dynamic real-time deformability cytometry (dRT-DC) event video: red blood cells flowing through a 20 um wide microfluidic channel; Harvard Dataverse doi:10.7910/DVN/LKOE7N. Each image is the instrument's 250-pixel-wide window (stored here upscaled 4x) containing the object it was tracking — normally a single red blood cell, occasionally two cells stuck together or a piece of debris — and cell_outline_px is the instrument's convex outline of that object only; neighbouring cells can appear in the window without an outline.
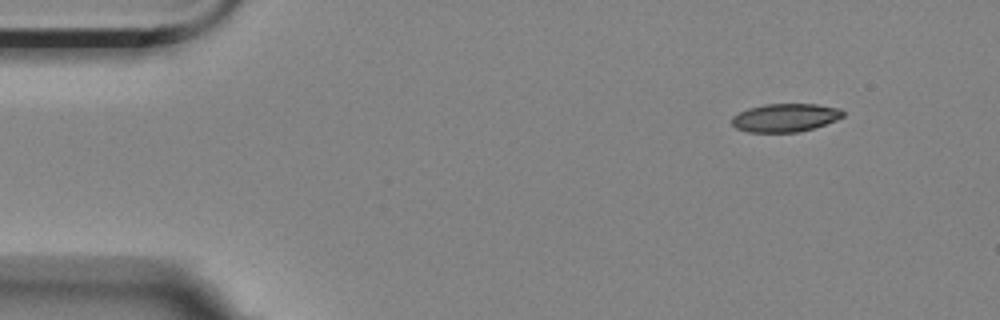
{"species": "Egyptian fruit bat (a non-hibernating species)", "species_latin": "Rousettus aegyptiacus", "temperature_condition": "room temperature", "stored_images_in_passage": 35, "camera_frame_rate_fps": 3000, "um_per_image_px": 0.085, "animal": {"sex": "female"}, "frame": {"image": 1, "passage_image": 1, "time_ms": 0.0, "image_size_px": [1000, 320], "cell_outline_px": [[844, 116], [836, 120], [800, 132], [748, 132], [736, 128], [732, 124], [732, 116], [748, 108], [764, 104], [816, 104], [840, 108], [844, 112]], "centroid_in_image_um": [66.74, 10.0], "position_along_channel_um": 18.3, "area_um2": 18.26}}
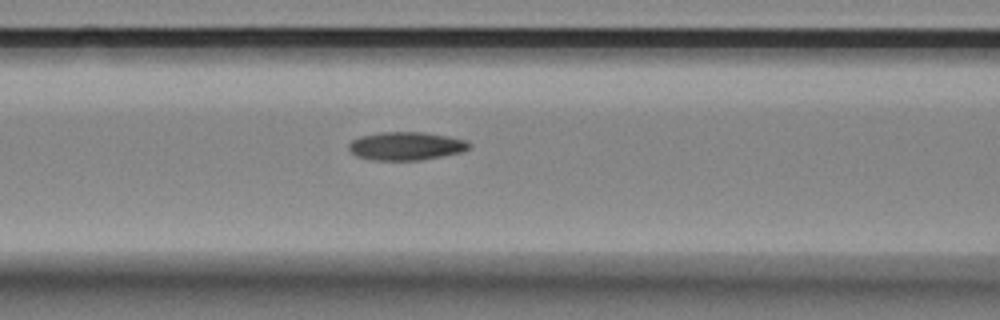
{"frame": {"image": 2, "passage_image": 18, "time_ms": 5.667, "image_size_px": [1000, 320], "cell_outline_px": [[472, 144], [468, 148], [460, 152], [420, 160], [372, 160], [356, 156], [348, 148], [348, 144], [352, 140], [360, 136], [380, 132], [424, 132], [448, 136], [464, 140]], "centroid_in_image_um": [34.47, 12.4], "position_along_channel_um": 132.1, "area_um2": 19.71}}
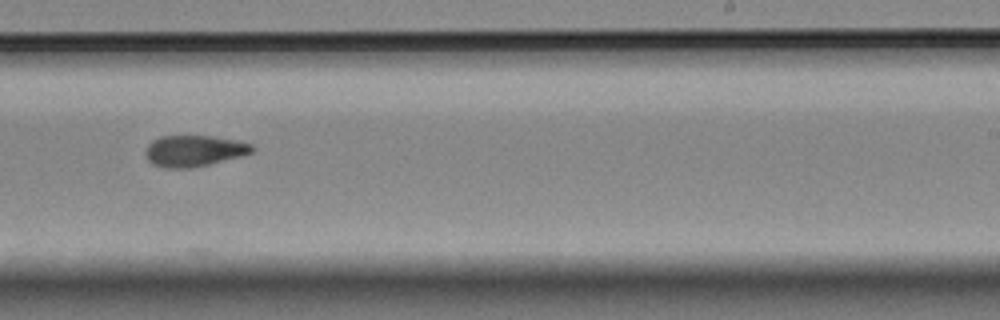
{"frame": {"image": 3, "passage_image": 30, "time_ms": 9.667, "image_size_px": [1000, 320], "cell_outline_px": [[256, 148], [252, 152], [240, 156], [192, 168], [164, 168], [152, 164], [148, 160], [144, 152], [148, 144], [152, 140], [160, 136], [212, 136], [236, 140], [252, 144]], "centroid_in_image_um": [16.46, 12.82], "position_along_channel_um": 272.5, "area_um2": 19.42}}